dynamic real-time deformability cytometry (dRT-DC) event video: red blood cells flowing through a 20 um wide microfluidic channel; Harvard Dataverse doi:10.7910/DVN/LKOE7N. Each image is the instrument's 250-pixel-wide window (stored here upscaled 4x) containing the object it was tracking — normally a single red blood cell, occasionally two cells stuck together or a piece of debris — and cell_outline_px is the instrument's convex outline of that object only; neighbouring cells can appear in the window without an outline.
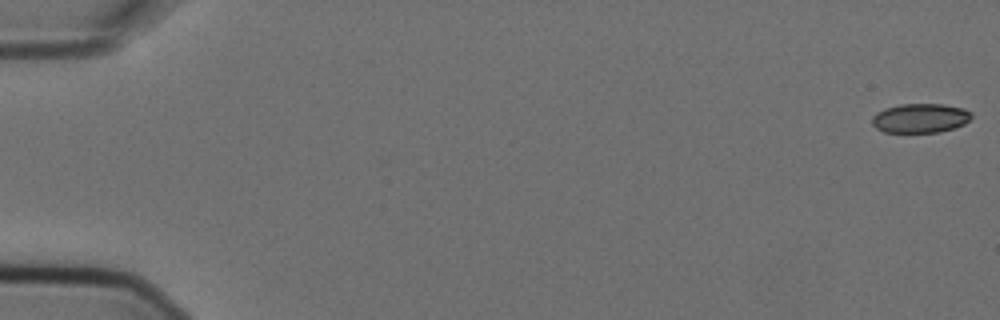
{"species": "Egyptian fruit bat (a non-hibernating species)", "species_latin": "Rousettus aegyptiacus", "temperature_condition": "cold", "stored_images_in_passage": 9, "camera_frame_rate_fps": 3000, "um_per_image_px": 0.085, "animal": {"sex": "female"}, "frame": {"image": 1, "passage_image": 1, "time_ms": 0.0, "image_size_px": [1000, 320], "cell_outline_px": [[972, 116], [964, 124], [956, 128], [940, 132], [884, 132], [876, 128], [872, 124], [872, 116], [876, 112], [884, 108], [900, 104], [944, 104], [964, 108], [972, 112]], "centroid_in_image_um": [78.23, 10.04], "position_along_channel_um": 6.8, "area_um2": 17.17}}
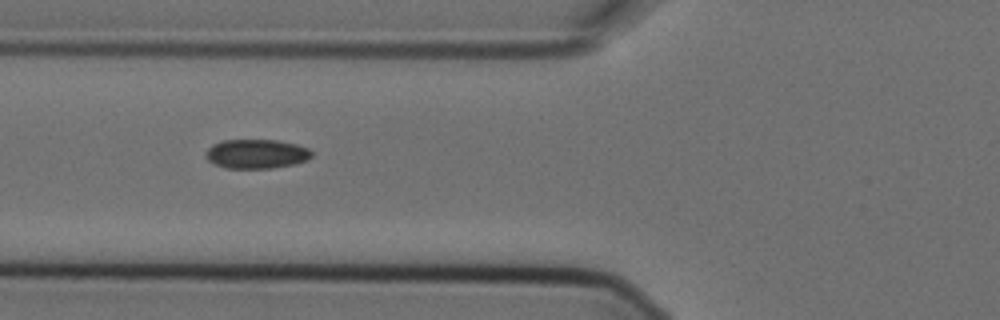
{"frame": {"image": 2, "passage_image": 7, "time_ms": 2.0, "image_size_px": [1000, 320], "cell_outline_px": [[312, 156], [308, 160], [292, 164], [272, 168], [224, 168], [208, 160], [204, 156], [204, 152], [212, 144], [224, 140], [276, 140], [296, 144], [308, 148], [312, 152]], "centroid_in_image_um": [21.77, 13.08], "position_along_channel_um": 104.0, "area_um2": 18.09}}
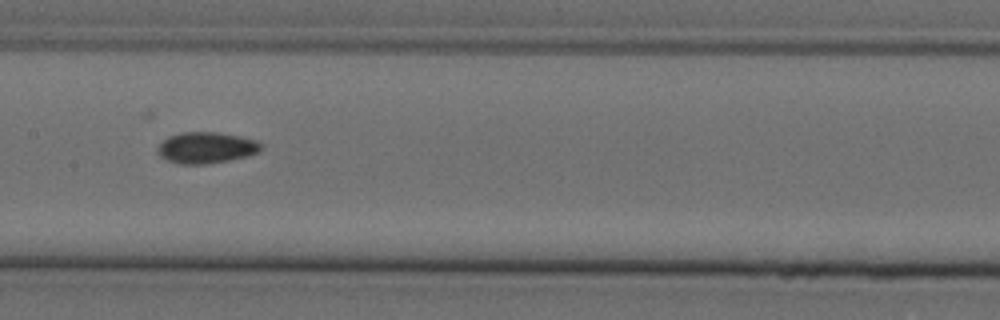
{"frame": {"image": 3, "passage_image": 9, "time_ms": 2.667, "image_size_px": [1000, 320], "cell_outline_px": [[264, 144], [256, 152], [248, 156], [208, 164], [180, 164], [168, 160], [160, 156], [156, 152], [156, 148], [168, 136], [180, 132], [220, 132], [240, 136], [256, 140]], "centroid_in_image_um": [17.51, 12.54], "position_along_channel_um": 189.9, "area_um2": 18.9}}